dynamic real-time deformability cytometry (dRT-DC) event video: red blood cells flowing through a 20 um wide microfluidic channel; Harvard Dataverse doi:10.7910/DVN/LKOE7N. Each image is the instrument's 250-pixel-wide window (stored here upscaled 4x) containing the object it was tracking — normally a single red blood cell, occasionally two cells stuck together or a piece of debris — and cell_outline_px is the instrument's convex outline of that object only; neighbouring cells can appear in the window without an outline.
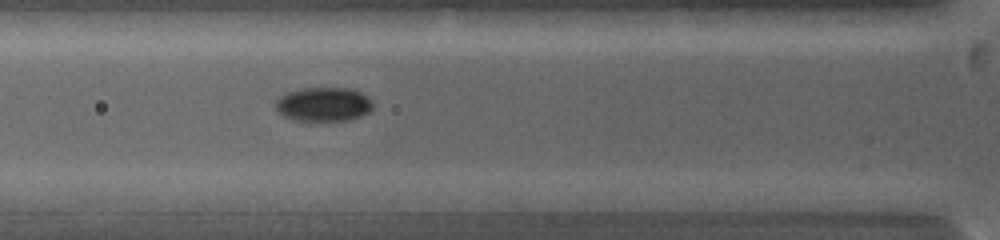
{"species": "common noctule bat (a hibernating species)", "species_latin": "Nyctalus noctula", "temperature_condition": "warm", "stored_images_in_passage": 5, "camera_frame_rate_fps": 5000, "um_per_image_px": 0.085, "animal": {"sex": "female", "body_mass_g": 19.0, "forearm_length_mm": 53.3}, "frame": {"image": 1, "passage_image": 5, "time_ms": 3.0, "image_size_px": [1000, 240], "cell_outline_px": [[372, 108], [368, 112], [360, 116], [348, 120], [292, 120], [284, 116], [276, 108], [276, 100], [280, 96], [288, 92], [304, 88], [352, 88], [360, 92], [372, 100]], "centroid_in_image_um": [27.51, 8.86], "position_along_channel_um": 98.3, "area_um2": 19.13}}